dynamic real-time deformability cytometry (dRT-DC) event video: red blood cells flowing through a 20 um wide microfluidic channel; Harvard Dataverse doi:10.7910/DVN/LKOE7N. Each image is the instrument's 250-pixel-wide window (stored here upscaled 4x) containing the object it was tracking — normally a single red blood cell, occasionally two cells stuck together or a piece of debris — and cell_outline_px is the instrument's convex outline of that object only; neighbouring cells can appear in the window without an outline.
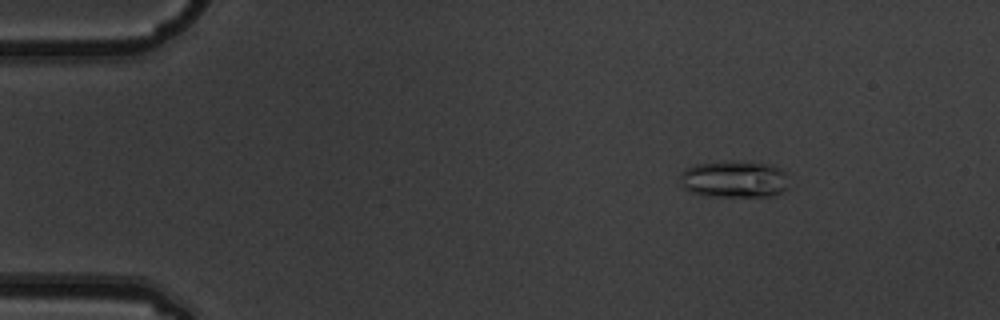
{"species": "common noctule bat (a hibernating species)", "species_latin": "Nyctalus noctula", "temperature_condition": "warm", "stored_images_in_passage": 6, "camera_frame_rate_fps": 3000, "um_per_image_px": 0.085, "animal": {"sex": "male", "body_mass_g": 19.5, "forearm_length_mm": 54.6}, "frame": {"image": 1, "passage_image": 3, "time_ms": 0.667, "image_size_px": [1000, 320], "cell_outline_px": [[788, 188], [776, 196], [712, 196], [692, 192], [684, 188], [680, 184], [680, 172], [696, 164], [772, 164], [784, 172]], "centroid_in_image_um": [62.41, 15.29], "position_along_channel_um": 22.6, "area_um2": 22.43}}